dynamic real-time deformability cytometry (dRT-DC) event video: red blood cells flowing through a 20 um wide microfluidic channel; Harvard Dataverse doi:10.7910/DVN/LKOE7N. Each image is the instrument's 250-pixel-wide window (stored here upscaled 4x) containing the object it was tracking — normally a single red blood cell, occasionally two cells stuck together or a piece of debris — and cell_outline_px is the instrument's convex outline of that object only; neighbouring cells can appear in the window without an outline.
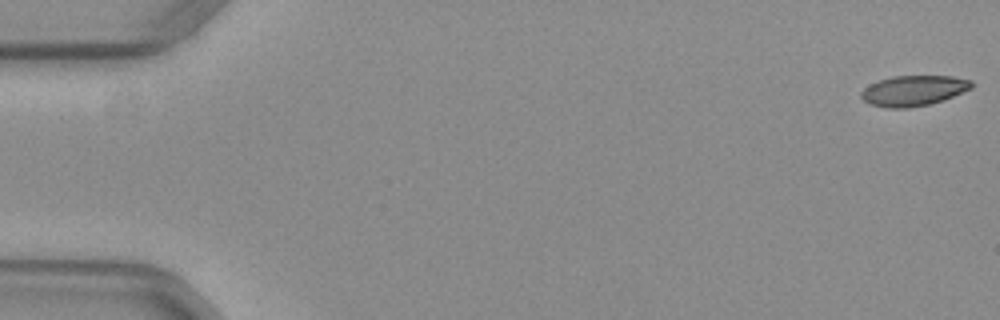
{"species": "common noctule bat (a hibernating species)", "species_latin": "Nyctalus noctula", "temperature_condition": "warm", "stored_images_in_passage": 16, "camera_frame_rate_fps": 3000, "um_per_image_px": 0.085, "animal": {"sex": "female", "body_mass_g": 29.2, "forearm_length_mm": 56.3}, "frame": {"image": 1, "passage_image": 1, "time_ms": 0.0, "image_size_px": [1000, 320], "cell_outline_px": [[972, 88], [952, 96], [928, 104], [908, 108], [888, 108], [868, 104], [860, 96], [860, 92], [864, 88], [880, 80], [892, 76], [952, 76], [972, 80]], "centroid_in_image_um": [77.62, 7.7], "position_along_channel_um": 7.4, "area_um2": 19.36}}